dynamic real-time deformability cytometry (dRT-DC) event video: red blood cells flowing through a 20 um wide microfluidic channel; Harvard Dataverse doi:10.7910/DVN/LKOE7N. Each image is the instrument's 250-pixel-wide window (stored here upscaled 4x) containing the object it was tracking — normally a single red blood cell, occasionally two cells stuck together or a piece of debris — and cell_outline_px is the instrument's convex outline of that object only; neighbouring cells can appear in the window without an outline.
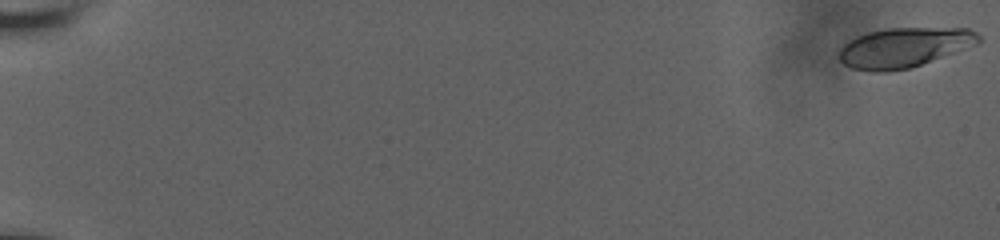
{"species": "human", "species_latin": "Homo sapiens", "temperature_condition": "room temperature", "stored_images_in_passage": 30, "camera_frame_rate_fps": 3000, "um_per_image_px": 0.085, "donor": {"sex": "male"}, "frame": {"image": 1, "passage_image": 1, "time_ms": 0.0, "image_size_px": [1000, 240], "cell_outline_px": [[980, 40], [976, 44], [920, 64], [908, 68], [888, 72], [872, 72], [852, 68], [844, 64], [840, 60], [840, 48], [844, 44], [856, 36], [868, 32], [884, 28], [968, 28], [976, 32], [980, 36]], "centroid_in_image_um": [76.81, 4.03], "position_along_channel_um": 8.2, "area_um2": 32.02}}
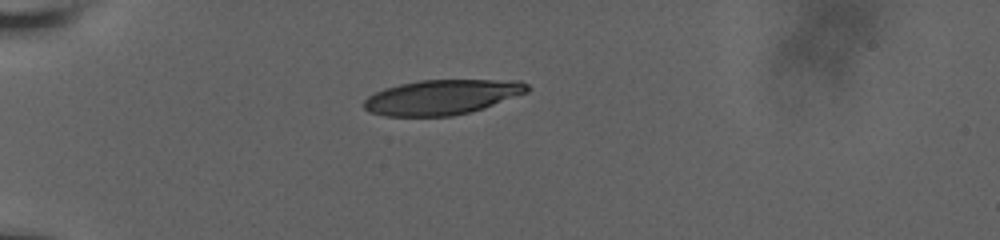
{"frame": {"image": 2, "passage_image": 26, "time_ms": 6.0, "image_size_px": [1000, 240], "cell_outline_px": [[532, 88], [528, 92], [484, 108], [452, 116], [384, 116], [368, 112], [364, 108], [364, 100], [368, 96], [384, 88], [400, 84], [420, 80], [520, 80], [528, 84]], "centroid_in_image_um": [37.58, 8.25], "position_along_channel_um": 47.4, "area_um2": 33.35}}